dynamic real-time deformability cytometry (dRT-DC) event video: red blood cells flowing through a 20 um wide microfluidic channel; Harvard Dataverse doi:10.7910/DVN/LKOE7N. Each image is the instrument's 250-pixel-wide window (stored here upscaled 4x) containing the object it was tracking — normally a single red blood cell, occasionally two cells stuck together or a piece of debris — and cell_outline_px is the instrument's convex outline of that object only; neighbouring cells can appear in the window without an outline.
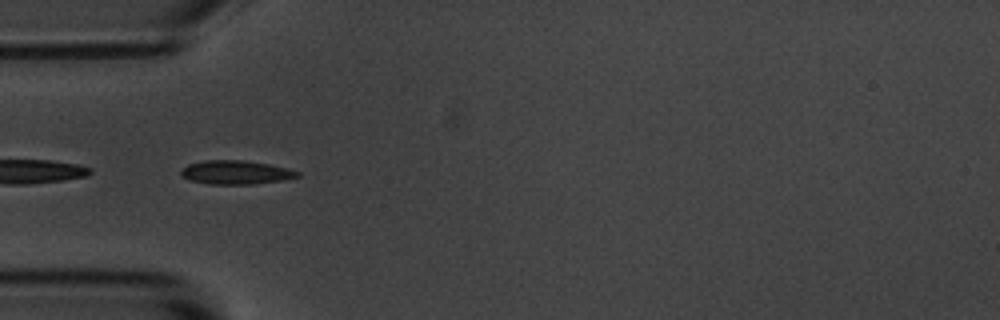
{"species": "common noctule bat (a hibernating species)", "species_latin": "Nyctalus noctula", "temperature_condition": "room temperature", "stored_images_in_passage": 38, "segment_of_instrument_passage": [2, 2], "camera_frame_rate_fps": 3000, "um_per_image_px": 0.085, "animal": {"sex": "male", "body_mass_g": 20.1, "forearm_length_mm": 53.5}, "frame": {"image": 1, "passage_image": 17, "time_ms": 5.333, "image_size_px": [1000, 320], "cell_outline_px": [[300, 176], [280, 180], [252, 184], [212, 184], [188, 180], [180, 176], [180, 172], [188, 164], [204, 160], [244, 160], [268, 164], [288, 168], [300, 172]], "centroid_in_image_um": [20.01, 14.64], "position_along_channel_um": 65.0, "area_um2": 16.07}}
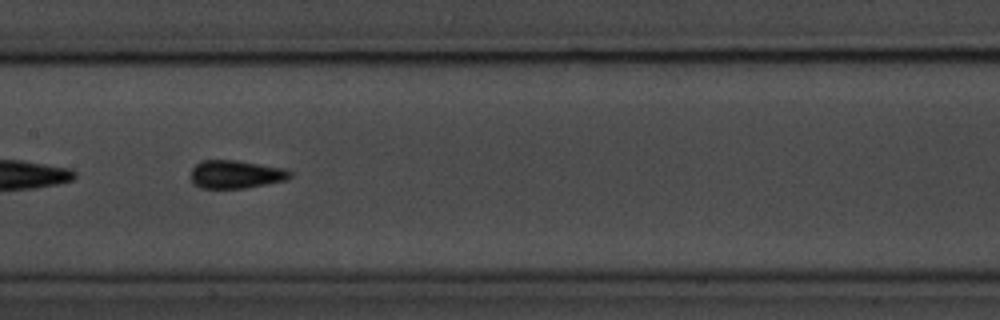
{"frame": {"image": 2, "passage_image": 27, "time_ms": 8.667, "image_size_px": [1000, 320], "cell_outline_px": [[292, 176], [284, 180], [244, 188], [200, 188], [192, 180], [192, 168], [200, 160], [236, 160], [284, 168], [292, 172]], "centroid_in_image_um": [20.04, 14.8], "position_along_channel_um": 187.4, "area_um2": 16.07}}